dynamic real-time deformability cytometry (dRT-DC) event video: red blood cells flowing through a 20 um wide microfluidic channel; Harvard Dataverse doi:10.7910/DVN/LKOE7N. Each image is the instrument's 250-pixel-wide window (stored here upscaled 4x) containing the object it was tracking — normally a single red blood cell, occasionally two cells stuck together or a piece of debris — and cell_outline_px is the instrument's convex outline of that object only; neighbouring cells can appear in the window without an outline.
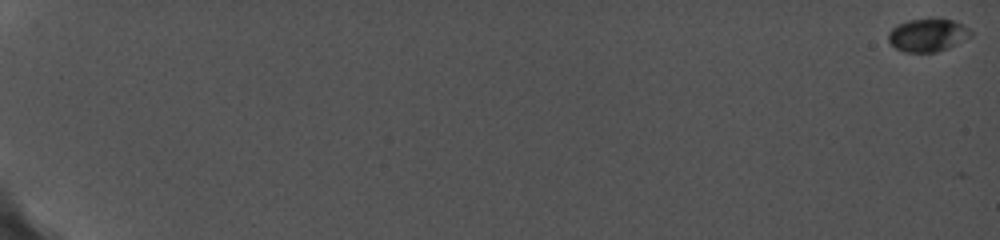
{"species": "common noctule bat (a hibernating species)", "species_latin": "Nyctalus noctula", "temperature_condition": "cold", "stored_images_in_passage": 8, "camera_frame_rate_fps": 5000, "um_per_image_px": 0.085, "animal": {"sex": "female", "body_mass_g": 19.0, "forearm_length_mm": 56.7}, "frame": {"image": 1, "passage_image": 1, "time_ms": 0.0, "image_size_px": [1000, 240], "cell_outline_px": [[972, 36], [948, 48], [936, 52], [904, 52], [896, 48], [888, 40], [888, 32], [892, 28], [908, 20], [936, 16], [952, 20], [968, 28], [972, 32]], "centroid_in_image_um": [78.86, 2.95], "position_along_channel_um": 6.1, "area_um2": 16.07}}